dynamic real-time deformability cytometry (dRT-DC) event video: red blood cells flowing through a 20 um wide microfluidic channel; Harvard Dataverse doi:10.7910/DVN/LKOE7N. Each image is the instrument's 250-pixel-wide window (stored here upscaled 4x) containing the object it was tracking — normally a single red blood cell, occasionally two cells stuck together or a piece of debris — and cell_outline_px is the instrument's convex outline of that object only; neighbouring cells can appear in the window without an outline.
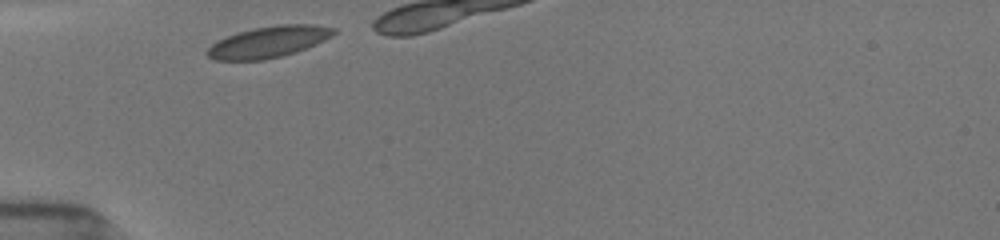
{"species": "common noctule bat (a hibernating species)", "species_latin": "Nyctalus noctula", "temperature_condition": "room temperature", "stored_images_in_passage": 6, "camera_frame_rate_fps": 3000, "um_per_image_px": 0.085, "animal": {"sex": "female", "body_mass_g": 19.5, "forearm_length_mm": 54.1}, "frame": {"image": 1, "passage_image": 1, "time_ms": 0.0, "image_size_px": [1000, 240], "cell_outline_px": [[336, 32], [332, 36], [316, 44], [296, 52], [264, 60], [216, 60], [208, 56], [204, 52], [212, 44], [228, 36], [252, 28], [280, 24], [312, 24], [336, 28]], "centroid_in_image_um": [22.85, 3.56], "position_along_channel_um": 62.1, "area_um2": 22.95}}